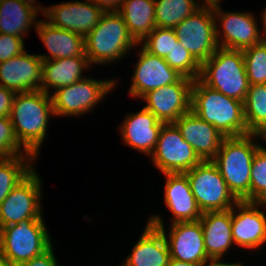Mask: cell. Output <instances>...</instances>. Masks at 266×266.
<instances>
[{
	"label": "cell",
	"mask_w": 266,
	"mask_h": 266,
	"mask_svg": "<svg viewBox=\"0 0 266 266\" xmlns=\"http://www.w3.org/2000/svg\"><path fill=\"white\" fill-rule=\"evenodd\" d=\"M222 258H209L204 262V266H243L241 263H224Z\"/></svg>",
	"instance_id": "40"
},
{
	"label": "cell",
	"mask_w": 266,
	"mask_h": 266,
	"mask_svg": "<svg viewBox=\"0 0 266 266\" xmlns=\"http://www.w3.org/2000/svg\"><path fill=\"white\" fill-rule=\"evenodd\" d=\"M105 12L119 11L122 0H90Z\"/></svg>",
	"instance_id": "39"
},
{
	"label": "cell",
	"mask_w": 266,
	"mask_h": 266,
	"mask_svg": "<svg viewBox=\"0 0 266 266\" xmlns=\"http://www.w3.org/2000/svg\"><path fill=\"white\" fill-rule=\"evenodd\" d=\"M21 2L26 3L27 5L31 6L32 8L36 9L39 13L44 14L47 7L42 8L41 5L36 6L35 1L36 0H20Z\"/></svg>",
	"instance_id": "42"
},
{
	"label": "cell",
	"mask_w": 266,
	"mask_h": 266,
	"mask_svg": "<svg viewBox=\"0 0 266 266\" xmlns=\"http://www.w3.org/2000/svg\"><path fill=\"white\" fill-rule=\"evenodd\" d=\"M30 154L18 142L10 117L0 116V158Z\"/></svg>",
	"instance_id": "35"
},
{
	"label": "cell",
	"mask_w": 266,
	"mask_h": 266,
	"mask_svg": "<svg viewBox=\"0 0 266 266\" xmlns=\"http://www.w3.org/2000/svg\"><path fill=\"white\" fill-rule=\"evenodd\" d=\"M243 107L248 132L256 134L266 124V84L250 85Z\"/></svg>",
	"instance_id": "30"
},
{
	"label": "cell",
	"mask_w": 266,
	"mask_h": 266,
	"mask_svg": "<svg viewBox=\"0 0 266 266\" xmlns=\"http://www.w3.org/2000/svg\"><path fill=\"white\" fill-rule=\"evenodd\" d=\"M0 266H17L0 253Z\"/></svg>",
	"instance_id": "44"
},
{
	"label": "cell",
	"mask_w": 266,
	"mask_h": 266,
	"mask_svg": "<svg viewBox=\"0 0 266 266\" xmlns=\"http://www.w3.org/2000/svg\"><path fill=\"white\" fill-rule=\"evenodd\" d=\"M257 138V134L251 133L239 137H225L212 160L229 191L238 201L250 202L251 166L260 146L255 140Z\"/></svg>",
	"instance_id": "3"
},
{
	"label": "cell",
	"mask_w": 266,
	"mask_h": 266,
	"mask_svg": "<svg viewBox=\"0 0 266 266\" xmlns=\"http://www.w3.org/2000/svg\"><path fill=\"white\" fill-rule=\"evenodd\" d=\"M84 43L91 65L120 61L132 48L138 47L118 11L105 12L96 27L84 37Z\"/></svg>",
	"instance_id": "4"
},
{
	"label": "cell",
	"mask_w": 266,
	"mask_h": 266,
	"mask_svg": "<svg viewBox=\"0 0 266 266\" xmlns=\"http://www.w3.org/2000/svg\"><path fill=\"white\" fill-rule=\"evenodd\" d=\"M192 84V79L182 76L175 83L150 90L141 97L147 103L144 108L152 112L159 121L174 123L191 110Z\"/></svg>",
	"instance_id": "14"
},
{
	"label": "cell",
	"mask_w": 266,
	"mask_h": 266,
	"mask_svg": "<svg viewBox=\"0 0 266 266\" xmlns=\"http://www.w3.org/2000/svg\"><path fill=\"white\" fill-rule=\"evenodd\" d=\"M115 79L97 80L85 77L69 86H63L51 94L55 116H81L92 111L104 97L116 87ZM92 109V110H91Z\"/></svg>",
	"instance_id": "8"
},
{
	"label": "cell",
	"mask_w": 266,
	"mask_h": 266,
	"mask_svg": "<svg viewBox=\"0 0 266 266\" xmlns=\"http://www.w3.org/2000/svg\"><path fill=\"white\" fill-rule=\"evenodd\" d=\"M178 41L202 64L219 47L213 6H201L175 28Z\"/></svg>",
	"instance_id": "9"
},
{
	"label": "cell",
	"mask_w": 266,
	"mask_h": 266,
	"mask_svg": "<svg viewBox=\"0 0 266 266\" xmlns=\"http://www.w3.org/2000/svg\"><path fill=\"white\" fill-rule=\"evenodd\" d=\"M174 124L202 161H212L225 138L212 124L199 118L191 110L180 116Z\"/></svg>",
	"instance_id": "19"
},
{
	"label": "cell",
	"mask_w": 266,
	"mask_h": 266,
	"mask_svg": "<svg viewBox=\"0 0 266 266\" xmlns=\"http://www.w3.org/2000/svg\"><path fill=\"white\" fill-rule=\"evenodd\" d=\"M185 174L202 213L227 211L239 202L212 161H202Z\"/></svg>",
	"instance_id": "7"
},
{
	"label": "cell",
	"mask_w": 266,
	"mask_h": 266,
	"mask_svg": "<svg viewBox=\"0 0 266 266\" xmlns=\"http://www.w3.org/2000/svg\"><path fill=\"white\" fill-rule=\"evenodd\" d=\"M198 79L225 96L244 102L250 84L243 51L218 47L214 54L201 64Z\"/></svg>",
	"instance_id": "5"
},
{
	"label": "cell",
	"mask_w": 266,
	"mask_h": 266,
	"mask_svg": "<svg viewBox=\"0 0 266 266\" xmlns=\"http://www.w3.org/2000/svg\"><path fill=\"white\" fill-rule=\"evenodd\" d=\"M44 219H27L0 229V253L15 265L45 252L52 242Z\"/></svg>",
	"instance_id": "6"
},
{
	"label": "cell",
	"mask_w": 266,
	"mask_h": 266,
	"mask_svg": "<svg viewBox=\"0 0 266 266\" xmlns=\"http://www.w3.org/2000/svg\"><path fill=\"white\" fill-rule=\"evenodd\" d=\"M26 51L0 63V85L16 93L41 90L43 60Z\"/></svg>",
	"instance_id": "18"
},
{
	"label": "cell",
	"mask_w": 266,
	"mask_h": 266,
	"mask_svg": "<svg viewBox=\"0 0 266 266\" xmlns=\"http://www.w3.org/2000/svg\"><path fill=\"white\" fill-rule=\"evenodd\" d=\"M118 12L138 44L156 27L155 0H122Z\"/></svg>",
	"instance_id": "26"
},
{
	"label": "cell",
	"mask_w": 266,
	"mask_h": 266,
	"mask_svg": "<svg viewBox=\"0 0 266 266\" xmlns=\"http://www.w3.org/2000/svg\"><path fill=\"white\" fill-rule=\"evenodd\" d=\"M262 16H261V21H263L262 23V33H261V35H262V39L264 40V41H266V7H265V9H264V11L262 12V14H261Z\"/></svg>",
	"instance_id": "43"
},
{
	"label": "cell",
	"mask_w": 266,
	"mask_h": 266,
	"mask_svg": "<svg viewBox=\"0 0 266 266\" xmlns=\"http://www.w3.org/2000/svg\"><path fill=\"white\" fill-rule=\"evenodd\" d=\"M51 245L45 252L17 266H59Z\"/></svg>",
	"instance_id": "37"
},
{
	"label": "cell",
	"mask_w": 266,
	"mask_h": 266,
	"mask_svg": "<svg viewBox=\"0 0 266 266\" xmlns=\"http://www.w3.org/2000/svg\"><path fill=\"white\" fill-rule=\"evenodd\" d=\"M16 92L0 85V116L10 117Z\"/></svg>",
	"instance_id": "38"
},
{
	"label": "cell",
	"mask_w": 266,
	"mask_h": 266,
	"mask_svg": "<svg viewBox=\"0 0 266 266\" xmlns=\"http://www.w3.org/2000/svg\"><path fill=\"white\" fill-rule=\"evenodd\" d=\"M243 56L249 84H266V41L244 49Z\"/></svg>",
	"instance_id": "31"
},
{
	"label": "cell",
	"mask_w": 266,
	"mask_h": 266,
	"mask_svg": "<svg viewBox=\"0 0 266 266\" xmlns=\"http://www.w3.org/2000/svg\"><path fill=\"white\" fill-rule=\"evenodd\" d=\"M38 15L36 9L20 0H0V33L23 38L32 25L37 26Z\"/></svg>",
	"instance_id": "27"
},
{
	"label": "cell",
	"mask_w": 266,
	"mask_h": 266,
	"mask_svg": "<svg viewBox=\"0 0 266 266\" xmlns=\"http://www.w3.org/2000/svg\"><path fill=\"white\" fill-rule=\"evenodd\" d=\"M213 13L216 40L220 48L243 51L263 40L254 14L246 11L223 12L220 4L213 6ZM218 23L222 30L218 27Z\"/></svg>",
	"instance_id": "13"
},
{
	"label": "cell",
	"mask_w": 266,
	"mask_h": 266,
	"mask_svg": "<svg viewBox=\"0 0 266 266\" xmlns=\"http://www.w3.org/2000/svg\"><path fill=\"white\" fill-rule=\"evenodd\" d=\"M148 223L159 228L166 239L170 258L191 263H204L208 258L200 220L176 222L166 233L161 216L152 215Z\"/></svg>",
	"instance_id": "12"
},
{
	"label": "cell",
	"mask_w": 266,
	"mask_h": 266,
	"mask_svg": "<svg viewBox=\"0 0 266 266\" xmlns=\"http://www.w3.org/2000/svg\"><path fill=\"white\" fill-rule=\"evenodd\" d=\"M104 13L90 0H75L48 6L43 15L50 25L85 37L100 22Z\"/></svg>",
	"instance_id": "15"
},
{
	"label": "cell",
	"mask_w": 266,
	"mask_h": 266,
	"mask_svg": "<svg viewBox=\"0 0 266 266\" xmlns=\"http://www.w3.org/2000/svg\"><path fill=\"white\" fill-rule=\"evenodd\" d=\"M162 175L167 178L164 188V201L173 215L170 224L199 220L203 213L191 191L187 175L185 173H166Z\"/></svg>",
	"instance_id": "21"
},
{
	"label": "cell",
	"mask_w": 266,
	"mask_h": 266,
	"mask_svg": "<svg viewBox=\"0 0 266 266\" xmlns=\"http://www.w3.org/2000/svg\"><path fill=\"white\" fill-rule=\"evenodd\" d=\"M35 160L32 154L0 158V204L11 190L34 169Z\"/></svg>",
	"instance_id": "28"
},
{
	"label": "cell",
	"mask_w": 266,
	"mask_h": 266,
	"mask_svg": "<svg viewBox=\"0 0 266 266\" xmlns=\"http://www.w3.org/2000/svg\"><path fill=\"white\" fill-rule=\"evenodd\" d=\"M35 29L39 39L49 52V55L38 54L43 61L86 56L84 36L65 29L56 28L41 19L38 21Z\"/></svg>",
	"instance_id": "22"
},
{
	"label": "cell",
	"mask_w": 266,
	"mask_h": 266,
	"mask_svg": "<svg viewBox=\"0 0 266 266\" xmlns=\"http://www.w3.org/2000/svg\"><path fill=\"white\" fill-rule=\"evenodd\" d=\"M201 6L196 0H155L156 26L174 29Z\"/></svg>",
	"instance_id": "29"
},
{
	"label": "cell",
	"mask_w": 266,
	"mask_h": 266,
	"mask_svg": "<svg viewBox=\"0 0 266 266\" xmlns=\"http://www.w3.org/2000/svg\"><path fill=\"white\" fill-rule=\"evenodd\" d=\"M167 266H204V263L183 262L170 258Z\"/></svg>",
	"instance_id": "41"
},
{
	"label": "cell",
	"mask_w": 266,
	"mask_h": 266,
	"mask_svg": "<svg viewBox=\"0 0 266 266\" xmlns=\"http://www.w3.org/2000/svg\"><path fill=\"white\" fill-rule=\"evenodd\" d=\"M191 111L212 124L224 137L250 134L245 123L243 102L225 96L199 79L192 84Z\"/></svg>",
	"instance_id": "2"
},
{
	"label": "cell",
	"mask_w": 266,
	"mask_h": 266,
	"mask_svg": "<svg viewBox=\"0 0 266 266\" xmlns=\"http://www.w3.org/2000/svg\"><path fill=\"white\" fill-rule=\"evenodd\" d=\"M138 56L128 89L130 96L134 98H141L150 90L175 83L182 77L164 58L152 55L142 47Z\"/></svg>",
	"instance_id": "17"
},
{
	"label": "cell",
	"mask_w": 266,
	"mask_h": 266,
	"mask_svg": "<svg viewBox=\"0 0 266 266\" xmlns=\"http://www.w3.org/2000/svg\"><path fill=\"white\" fill-rule=\"evenodd\" d=\"M178 41L173 28L155 27L138 45H141L148 53L165 58Z\"/></svg>",
	"instance_id": "34"
},
{
	"label": "cell",
	"mask_w": 266,
	"mask_h": 266,
	"mask_svg": "<svg viewBox=\"0 0 266 266\" xmlns=\"http://www.w3.org/2000/svg\"><path fill=\"white\" fill-rule=\"evenodd\" d=\"M23 41L21 37L0 33V63L25 51Z\"/></svg>",
	"instance_id": "36"
},
{
	"label": "cell",
	"mask_w": 266,
	"mask_h": 266,
	"mask_svg": "<svg viewBox=\"0 0 266 266\" xmlns=\"http://www.w3.org/2000/svg\"><path fill=\"white\" fill-rule=\"evenodd\" d=\"M50 115L55 116L50 94L42 90L16 93L10 120L19 144L36 159L46 139Z\"/></svg>",
	"instance_id": "1"
},
{
	"label": "cell",
	"mask_w": 266,
	"mask_h": 266,
	"mask_svg": "<svg viewBox=\"0 0 266 266\" xmlns=\"http://www.w3.org/2000/svg\"><path fill=\"white\" fill-rule=\"evenodd\" d=\"M164 124L143 107L136 113L128 114L119 129L125 145L151 156Z\"/></svg>",
	"instance_id": "20"
},
{
	"label": "cell",
	"mask_w": 266,
	"mask_h": 266,
	"mask_svg": "<svg viewBox=\"0 0 266 266\" xmlns=\"http://www.w3.org/2000/svg\"><path fill=\"white\" fill-rule=\"evenodd\" d=\"M141 234L123 263L126 266H167L170 252L163 232L147 223Z\"/></svg>",
	"instance_id": "23"
},
{
	"label": "cell",
	"mask_w": 266,
	"mask_h": 266,
	"mask_svg": "<svg viewBox=\"0 0 266 266\" xmlns=\"http://www.w3.org/2000/svg\"><path fill=\"white\" fill-rule=\"evenodd\" d=\"M90 65L87 56L43 61L41 90L50 94L49 89L56 90L84 79L83 71Z\"/></svg>",
	"instance_id": "25"
},
{
	"label": "cell",
	"mask_w": 266,
	"mask_h": 266,
	"mask_svg": "<svg viewBox=\"0 0 266 266\" xmlns=\"http://www.w3.org/2000/svg\"><path fill=\"white\" fill-rule=\"evenodd\" d=\"M250 202L266 203V147H258L251 166Z\"/></svg>",
	"instance_id": "32"
},
{
	"label": "cell",
	"mask_w": 266,
	"mask_h": 266,
	"mask_svg": "<svg viewBox=\"0 0 266 266\" xmlns=\"http://www.w3.org/2000/svg\"><path fill=\"white\" fill-rule=\"evenodd\" d=\"M42 182L35 168L8 194L0 204V229L27 219L42 216Z\"/></svg>",
	"instance_id": "11"
},
{
	"label": "cell",
	"mask_w": 266,
	"mask_h": 266,
	"mask_svg": "<svg viewBox=\"0 0 266 266\" xmlns=\"http://www.w3.org/2000/svg\"><path fill=\"white\" fill-rule=\"evenodd\" d=\"M150 157L162 174L186 173L202 162L174 123L162 126L156 148Z\"/></svg>",
	"instance_id": "10"
},
{
	"label": "cell",
	"mask_w": 266,
	"mask_h": 266,
	"mask_svg": "<svg viewBox=\"0 0 266 266\" xmlns=\"http://www.w3.org/2000/svg\"><path fill=\"white\" fill-rule=\"evenodd\" d=\"M262 206L266 207V203L239 201L231 209L234 244L254 250L266 243V214L260 210Z\"/></svg>",
	"instance_id": "16"
},
{
	"label": "cell",
	"mask_w": 266,
	"mask_h": 266,
	"mask_svg": "<svg viewBox=\"0 0 266 266\" xmlns=\"http://www.w3.org/2000/svg\"><path fill=\"white\" fill-rule=\"evenodd\" d=\"M220 2H221L220 0H203L202 5L203 6H214V5H219Z\"/></svg>",
	"instance_id": "45"
},
{
	"label": "cell",
	"mask_w": 266,
	"mask_h": 266,
	"mask_svg": "<svg viewBox=\"0 0 266 266\" xmlns=\"http://www.w3.org/2000/svg\"><path fill=\"white\" fill-rule=\"evenodd\" d=\"M258 139L266 141V124L265 126L260 129L257 133Z\"/></svg>",
	"instance_id": "46"
},
{
	"label": "cell",
	"mask_w": 266,
	"mask_h": 266,
	"mask_svg": "<svg viewBox=\"0 0 266 266\" xmlns=\"http://www.w3.org/2000/svg\"><path fill=\"white\" fill-rule=\"evenodd\" d=\"M165 61L183 77L192 79L199 78L201 64L192 54L177 41L171 52L164 58Z\"/></svg>",
	"instance_id": "33"
},
{
	"label": "cell",
	"mask_w": 266,
	"mask_h": 266,
	"mask_svg": "<svg viewBox=\"0 0 266 266\" xmlns=\"http://www.w3.org/2000/svg\"><path fill=\"white\" fill-rule=\"evenodd\" d=\"M208 258H223L233 246L231 209L205 212L199 219Z\"/></svg>",
	"instance_id": "24"
}]
</instances>
